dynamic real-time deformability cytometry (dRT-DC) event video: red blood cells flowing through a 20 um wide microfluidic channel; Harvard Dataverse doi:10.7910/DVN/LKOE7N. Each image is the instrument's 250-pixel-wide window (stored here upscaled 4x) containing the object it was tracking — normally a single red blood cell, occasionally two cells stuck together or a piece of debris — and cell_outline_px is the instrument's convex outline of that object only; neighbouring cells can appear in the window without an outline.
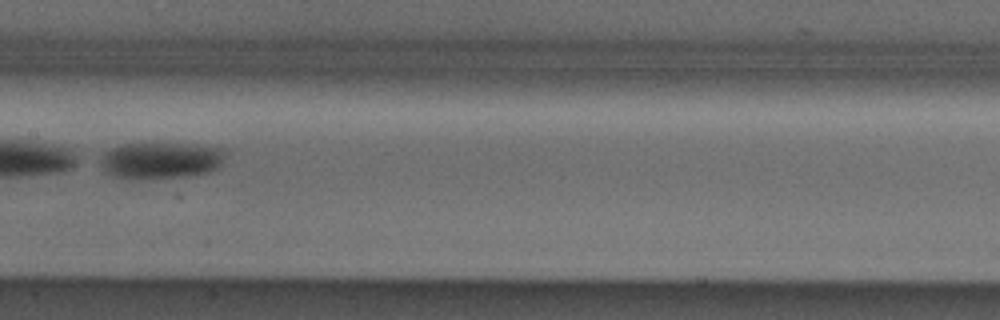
{"species": "Egyptian fruit bat (a non-hibernating species)", "species_latin": "Rousettus aegyptiacus", "temperature_condition": "cold", "stored_images_in_passage": 39, "camera_frame_rate_fps": 3000, "um_per_image_px": 0.085, "animal": {"sex": "male"}, "frame": {"image": 1, "passage_image": 14, "time_ms": 4.333, "image_size_px": [1000, 320], "cell_outline_px": [[228, 152], [220, 164], [216, 168], [208, 172], [188, 176], [116, 176], [104, 172], [100, 164], [100, 156], [108, 148], [124, 144], [196, 144], [228, 148]], "centroid_in_image_um": [13.72, 13.57], "position_along_channel_um": 193.7, "area_um2": 26.07}}